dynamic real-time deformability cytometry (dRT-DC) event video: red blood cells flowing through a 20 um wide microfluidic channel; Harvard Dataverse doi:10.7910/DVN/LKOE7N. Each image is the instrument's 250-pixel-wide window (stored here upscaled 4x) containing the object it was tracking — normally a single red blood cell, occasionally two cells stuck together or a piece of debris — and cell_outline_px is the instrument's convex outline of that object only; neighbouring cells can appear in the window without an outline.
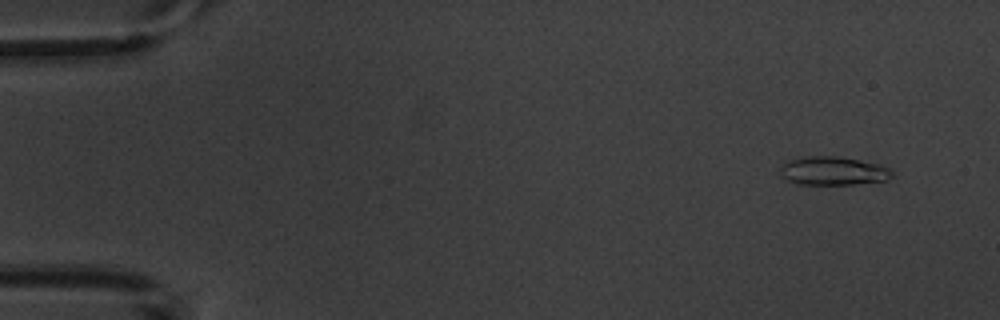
{"species": "common noctule bat (a hibernating species)", "species_latin": "Nyctalus noctula", "temperature_condition": "warm", "stored_images_in_passage": 7, "camera_frame_rate_fps": 3000, "um_per_image_px": 0.085, "animal": {"sex": "male", "body_mass_g": 20.1, "forearm_length_mm": 53.5}, "frame": {"image": 1, "passage_image": 1, "time_ms": 0.0, "image_size_px": [1000, 320], "cell_outline_px": [[892, 176], [888, 180], [852, 184], [800, 184], [788, 180], [780, 176], [780, 168], [788, 160], [808, 156], [836, 156], [860, 160], [876, 164], [888, 168], [892, 172]], "centroid_in_image_um": [70.79, 14.52], "position_along_channel_um": 14.2, "area_um2": 18.38}}
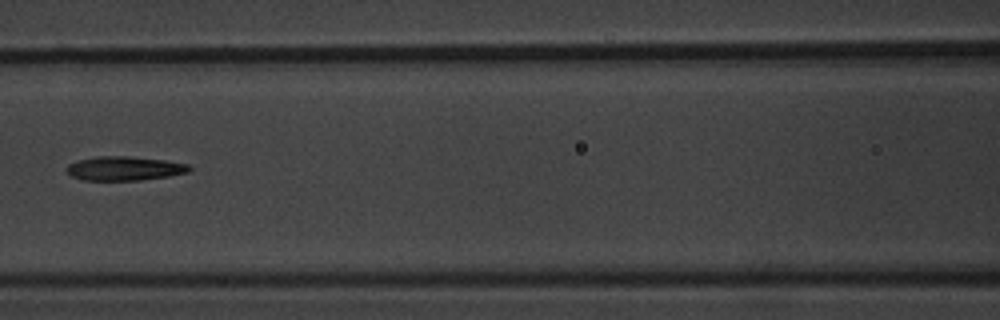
{"frame": {"image": 2, "passage_image": 7, "time_ms": 7.0, "image_size_px": [1000, 320], "cell_outline_px": [[192, 168], [188, 172], [168, 176], [140, 180], [84, 180], [72, 176], [64, 168], [68, 164], [80, 160], [96, 156], [128, 156], [164, 160], [188, 164]], "centroid_in_image_um": [10.57, 14.31], "position_along_channel_um": 156.0, "area_um2": 17.11}}